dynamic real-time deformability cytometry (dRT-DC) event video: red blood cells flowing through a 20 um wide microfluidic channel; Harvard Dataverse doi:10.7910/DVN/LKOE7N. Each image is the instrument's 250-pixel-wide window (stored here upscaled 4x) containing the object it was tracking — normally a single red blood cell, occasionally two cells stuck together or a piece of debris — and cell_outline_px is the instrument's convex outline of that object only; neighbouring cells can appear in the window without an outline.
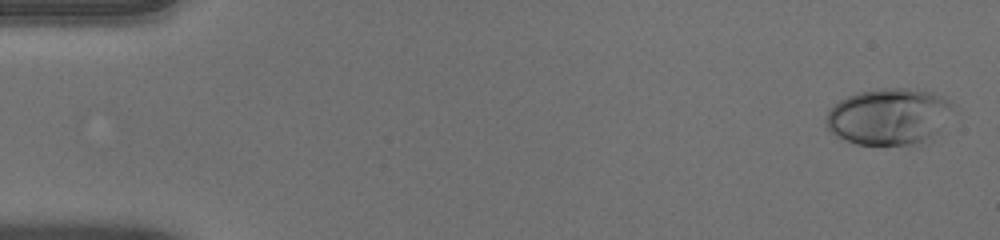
{"species": "human", "species_latin": "Homo sapiens", "temperature_condition": "warm", "stored_images_in_passage": 52, "camera_frame_rate_fps": 3000, "um_per_image_px": 0.085, "donor": {"sex": "male"}, "frame": {"image": 1, "passage_image": 2, "time_ms": 0.333, "image_size_px": [1000, 240], "cell_outline_px": [[952, 108], [932, 140], [912, 144], [856, 144], [844, 140], [836, 136], [828, 128], [824, 120], [828, 112], [840, 100], [848, 96], [860, 92], [880, 88], [908, 88], [932, 92], [944, 96], [952, 104]], "centroid_in_image_um": [75.54, 9.9], "position_along_channel_um": 9.5, "area_um2": 41.5}}
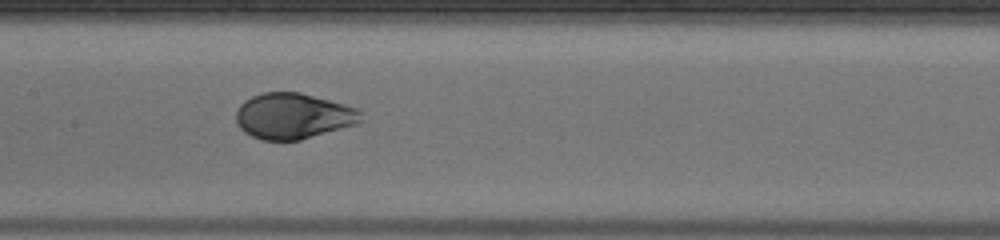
{"frame": {"image": 2, "passage_image": 26, "time_ms": 8.333, "image_size_px": [1000, 240], "cell_outline_px": [[360, 120], [356, 124], [300, 140], [260, 140], [244, 132], [236, 124], [236, 112], [240, 104], [244, 100], [252, 96], [264, 92], [300, 92], [360, 108]], "centroid_in_image_um": [24.89, 9.86], "position_along_channel_um": 182.5, "area_um2": 33.35}}
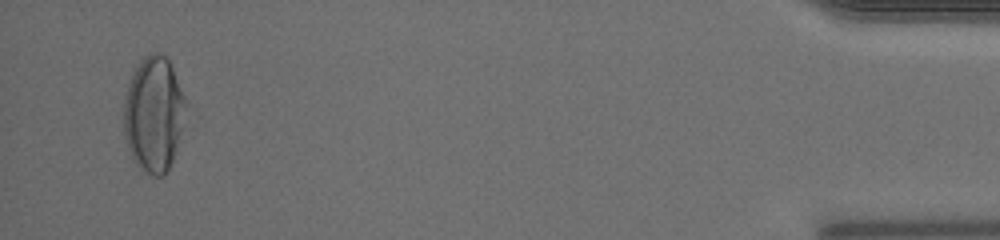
{"frame": {"image": 3, "passage_image": 50, "time_ms": 16.333, "image_size_px": [1000, 240], "cell_outline_px": [[188, 104], [176, 152], [164, 176], [152, 176], [136, 164], [128, 148], [124, 136], [124, 96], [132, 72], [140, 60], [144, 56], [152, 52], [160, 52], [168, 60], [172, 68]], "centroid_in_image_um": [13.07, 9.69], "position_along_channel_um": 422.1, "area_um2": 41.85}, "authors_computed_cell_mechanics": {"area_um2": 35.836, "velocity_mm_per_s": 3.9852, "shape_relaxation_time_tau1_ms": 4.6932, "shape_relaxation_time_tau2_ms": null, "deformation_change_tau1": 0.2315, "deformation_change_tau2": null}}